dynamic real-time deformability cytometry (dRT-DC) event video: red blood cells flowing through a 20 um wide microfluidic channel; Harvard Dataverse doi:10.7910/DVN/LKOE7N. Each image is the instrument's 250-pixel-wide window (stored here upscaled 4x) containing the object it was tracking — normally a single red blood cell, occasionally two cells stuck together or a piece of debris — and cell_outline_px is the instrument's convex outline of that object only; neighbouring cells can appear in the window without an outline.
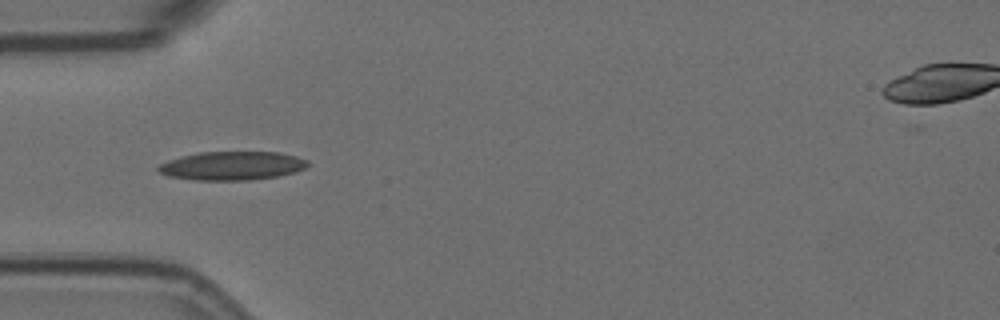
{"species": "Egyptian fruit bat (a non-hibernating species)", "species_latin": "Rousettus aegyptiacus", "temperature_condition": "room temperature", "stored_images_in_passage": 13, "camera_frame_rate_fps": 3000, "um_per_image_px": 0.085, "animal": {"sex": "female"}, "frame": {"image": 1, "passage_image": 2, "time_ms": 0.333, "image_size_px": [1000, 320], "cell_outline_px": [[308, 164], [304, 168], [296, 172], [276, 176], [248, 180], [196, 180], [168, 176], [160, 172], [156, 168], [160, 164], [168, 160], [200, 152], [280, 152], [296, 156], [308, 160]], "centroid_in_image_um": [19.74, 14.09], "position_along_channel_um": 65.3, "area_um2": 24.8}}
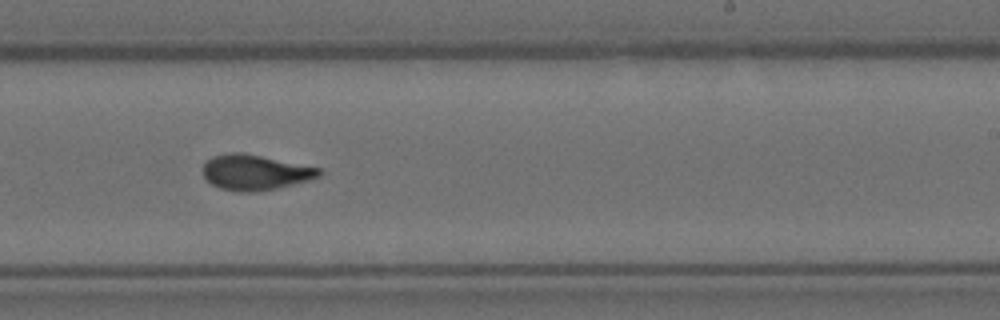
{"frame": {"image": 2, "passage_image": 7, "time_ms": 2.0, "image_size_px": [1000, 320], "cell_outline_px": [[324, 172], [320, 176], [308, 180], [276, 188], [256, 192], [240, 192], [220, 188], [204, 180], [204, 164], [212, 156], [228, 152], [244, 152], [320, 168]], "centroid_in_image_um": [21.67, 14.64], "position_along_channel_um": 267.3, "area_um2": 23.99}}
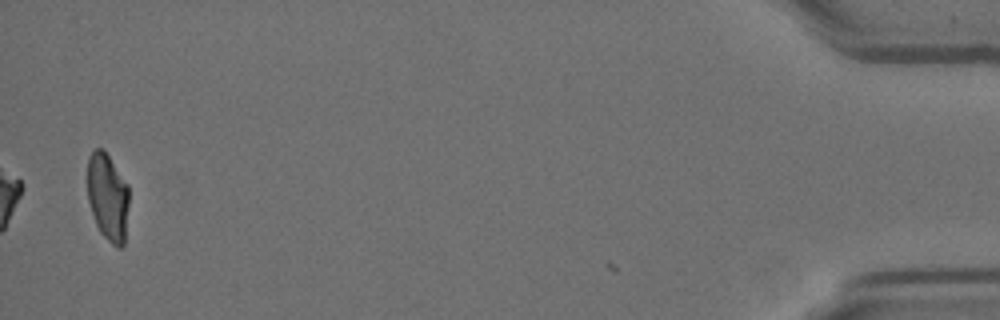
{"frame": {"image": 3, "passage_image": 12, "time_ms": 3.667, "image_size_px": [1000, 320], "cell_outline_px": [[128, 204], [124, 244], [120, 248], [116, 248], [100, 232], [96, 224], [88, 200], [88, 156], [96, 148], [104, 148], [128, 184]], "centroid_in_image_um": [9.16, 16.72], "position_along_channel_um": 426.0, "area_um2": 21.21}}